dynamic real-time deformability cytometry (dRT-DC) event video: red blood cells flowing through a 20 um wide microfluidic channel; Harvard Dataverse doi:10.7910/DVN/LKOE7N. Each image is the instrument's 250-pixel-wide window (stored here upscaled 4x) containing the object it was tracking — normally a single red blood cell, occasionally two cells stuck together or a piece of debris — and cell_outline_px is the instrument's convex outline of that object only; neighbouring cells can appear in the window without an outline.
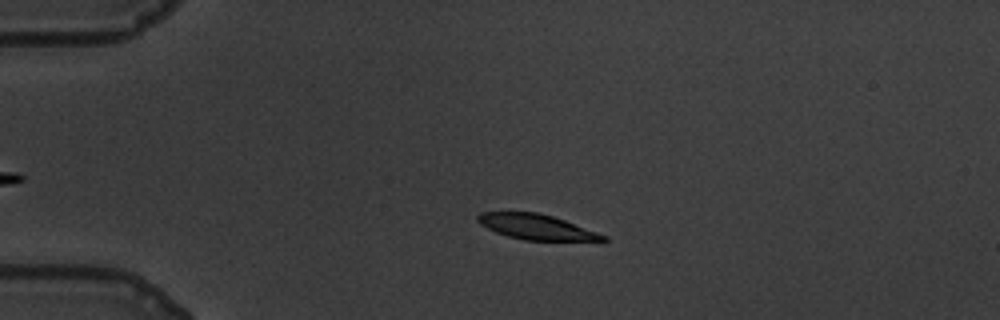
{"species": "common noctule bat (a hibernating species)", "species_latin": "Nyctalus noctula", "temperature_condition": "warm", "stored_images_in_passage": 50, "camera_frame_rate_fps": 3000, "um_per_image_px": 0.085, "animal": {"sex": "male", "body_mass_g": 19.5, "forearm_length_mm": 54.6}, "frame": {"image": 1, "passage_image": 11, "time_ms": 3.333, "image_size_px": [1000, 320], "cell_outline_px": [[608, 240], [524, 240], [508, 236], [496, 232], [480, 224], [476, 220], [476, 216], [480, 212], [536, 212], [552, 216], [564, 220], [608, 236]], "centroid_in_image_um": [45.55, 19.28], "position_along_channel_um": 39.5, "area_um2": 18.15}}
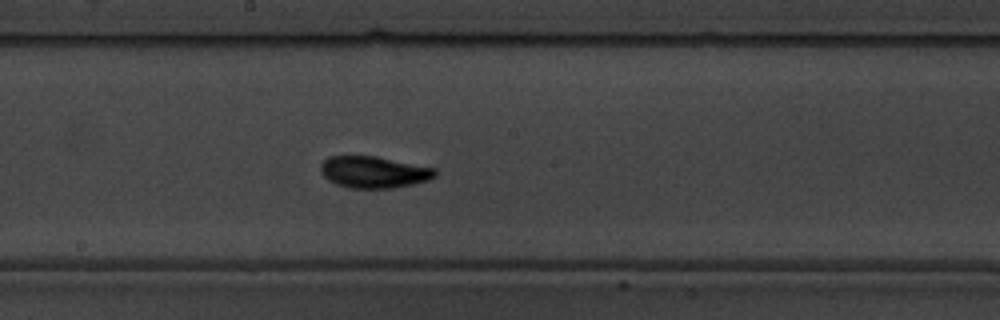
{"frame": {"image": 2, "passage_image": 30, "time_ms": 9.667, "image_size_px": [1000, 320], "cell_outline_px": [[436, 176], [428, 180], [412, 184], [392, 188], [348, 188], [336, 184], [328, 180], [320, 172], [320, 164], [328, 156], [376, 156], [436, 168]], "centroid_in_image_um": [31.75, 14.62], "position_along_channel_um": 216.4, "area_um2": 21.21}}
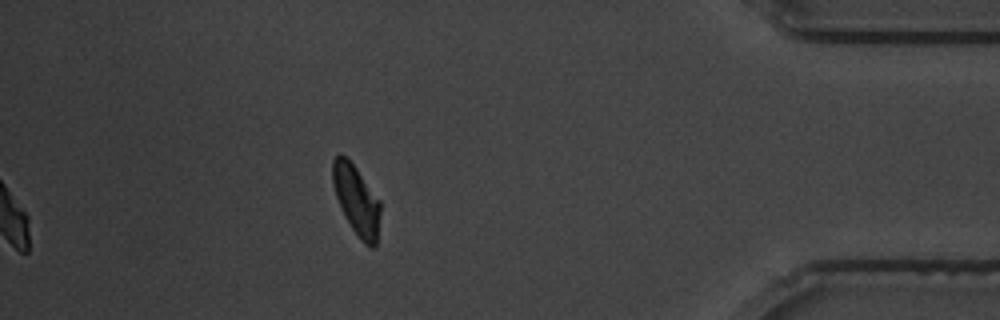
{"frame": {"image": 3, "passage_image": 50, "time_ms": 16.333, "image_size_px": [1000, 320], "cell_outline_px": [[380, 212], [376, 244], [372, 248], [368, 248], [360, 240], [344, 216], [336, 196], [332, 184], [332, 160], [340, 152], [356, 168], [380, 200]], "centroid_in_image_um": [30.29, 17.02], "position_along_channel_um": 404.9, "area_um2": 19.31}, "authors_computed_cell_mechanics": {"area_um2": 20.0566, "velocity_mm_per_s": 3.4158, "shape_relaxation_time_tau1_ms": 3.1765, "shape_relaxation_time_tau2_ms": 1.5515, "deformation_change_tau1": 0.1616, "deformation_change_tau2": 0.0613}}